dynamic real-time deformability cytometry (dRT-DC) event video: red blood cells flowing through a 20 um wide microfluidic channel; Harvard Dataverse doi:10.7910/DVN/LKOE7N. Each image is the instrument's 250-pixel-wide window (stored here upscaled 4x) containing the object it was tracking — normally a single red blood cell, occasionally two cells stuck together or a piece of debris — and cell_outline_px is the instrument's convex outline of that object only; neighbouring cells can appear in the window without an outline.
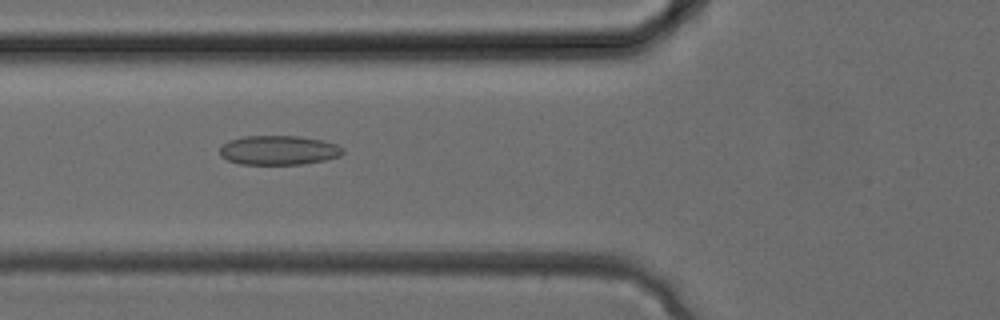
{"species": "common noctule bat (a hibernating species)", "species_latin": "Nyctalus noctula", "temperature_condition": "cold", "stored_images_in_passage": 32, "camera_frame_rate_fps": 3000, "um_per_image_px": 0.085, "animal": {"sex": "female", "body_mass_g": 24.6, "forearm_length_mm": 56.2}, "frame": {"image": 1, "passage_image": 12, "time_ms": 3.667, "image_size_px": [1000, 320], "cell_outline_px": [[344, 152], [340, 156], [324, 160], [304, 164], [240, 164], [228, 160], [220, 156], [220, 148], [228, 140], [244, 136], [300, 136], [320, 140], [336, 144], [344, 148]], "centroid_in_image_um": [23.68, 12.77], "position_along_channel_um": 102.1, "area_um2": 21.04}}
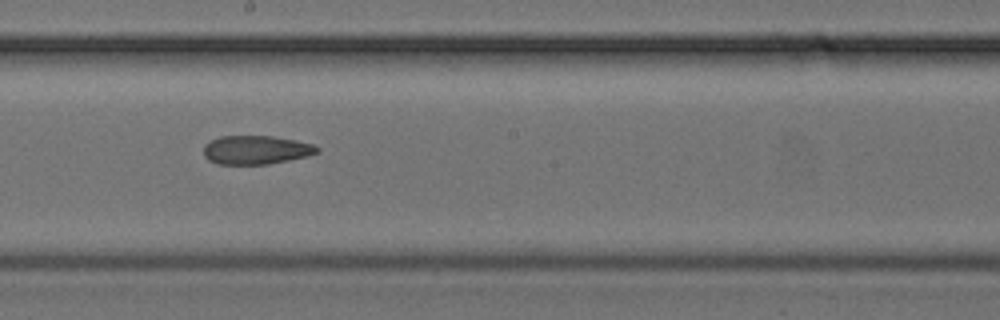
{"frame": {"image": 2, "passage_image": 18, "time_ms": 5.667, "image_size_px": [1000, 320], "cell_outline_px": [[320, 152], [308, 156], [268, 164], [216, 164], [208, 160], [204, 156], [204, 144], [208, 140], [220, 136], [272, 136], [296, 140], [312, 144], [320, 148]], "centroid_in_image_um": [21.74, 12.74], "position_along_channel_um": 226.5, "area_um2": 19.19}}
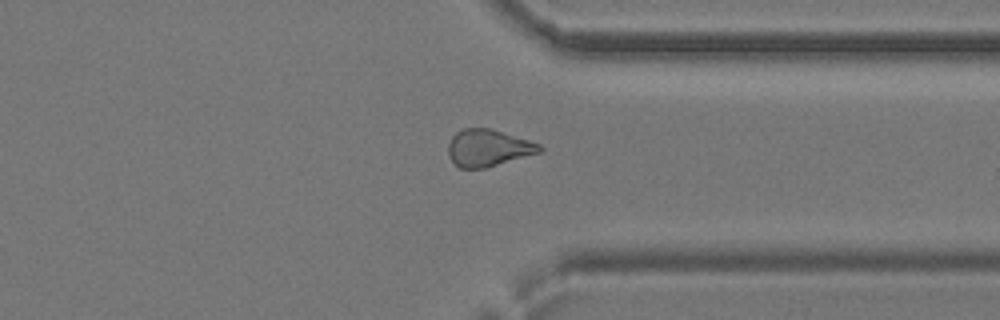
{"frame": {"image": 3, "passage_image": 25, "time_ms": 8.0, "image_size_px": [1000, 320], "cell_outline_px": [[544, 148], [540, 152], [488, 168], [460, 168], [448, 156], [448, 144], [452, 136], [456, 132], [464, 128], [492, 128], [540, 144]], "centroid_in_image_um": [41.49, 12.57], "position_along_channel_um": 369.9, "area_um2": 19.77}}